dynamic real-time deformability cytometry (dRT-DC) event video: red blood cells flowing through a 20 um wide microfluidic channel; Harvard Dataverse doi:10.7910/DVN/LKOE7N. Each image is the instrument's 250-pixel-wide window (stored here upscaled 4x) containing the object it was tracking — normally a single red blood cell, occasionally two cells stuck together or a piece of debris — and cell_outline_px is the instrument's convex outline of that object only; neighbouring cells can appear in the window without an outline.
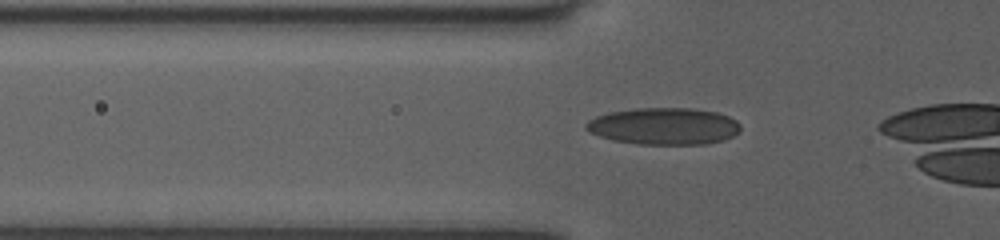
{"species": "human", "species_latin": "Homo sapiens", "temperature_condition": "room temperature", "stored_images_in_passage": 31, "camera_frame_rate_fps": 3000, "um_per_image_px": 0.085, "donor": {"sex": "female"}, "frame": {"image": 1, "passage_image": 5, "time_ms": 1.333, "image_size_px": [1000, 240], "cell_outline_px": [[740, 132], [724, 140], [704, 144], [636, 144], [612, 140], [600, 136], [584, 128], [584, 124], [588, 120], [596, 116], [608, 112], [636, 108], [692, 108], [716, 112], [728, 116], [736, 120], [740, 124]], "centroid_in_image_um": [56.43, 10.72], "position_along_channel_um": 69.4, "area_um2": 33.35}}
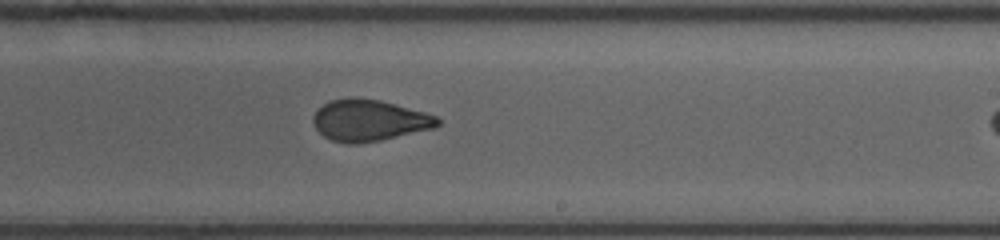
{"frame": {"image": 2, "passage_image": 19, "time_ms": 6.0, "image_size_px": [1000, 240], "cell_outline_px": [[440, 124], [436, 128], [380, 140], [356, 144], [348, 144], [332, 140], [324, 136], [316, 128], [312, 120], [312, 116], [316, 108], [332, 100], [348, 96], [352, 96], [380, 100], [424, 112], [436, 116], [440, 120]], "centroid_in_image_um": [31.36, 10.22], "position_along_channel_um": 257.6, "area_um2": 30.23}}
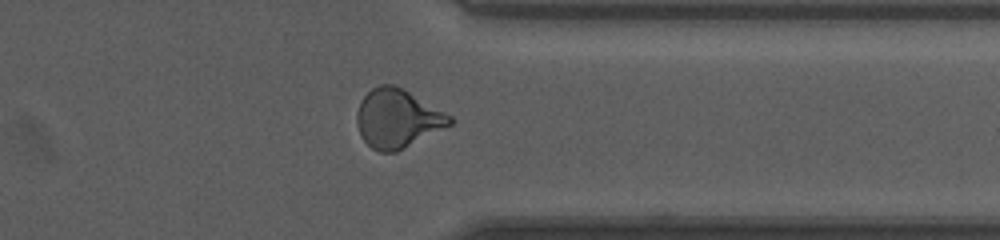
{"frame": {"image": 3, "passage_image": 28, "time_ms": 9.0, "image_size_px": [1000, 240], "cell_outline_px": [[452, 124], [396, 152], [380, 152], [372, 148], [360, 136], [356, 120], [356, 112], [360, 100], [372, 88], [380, 84], [392, 84], [404, 88], [452, 116]], "centroid_in_image_um": [33.76, 10.06], "position_along_channel_um": 377.6, "area_um2": 31.79}}